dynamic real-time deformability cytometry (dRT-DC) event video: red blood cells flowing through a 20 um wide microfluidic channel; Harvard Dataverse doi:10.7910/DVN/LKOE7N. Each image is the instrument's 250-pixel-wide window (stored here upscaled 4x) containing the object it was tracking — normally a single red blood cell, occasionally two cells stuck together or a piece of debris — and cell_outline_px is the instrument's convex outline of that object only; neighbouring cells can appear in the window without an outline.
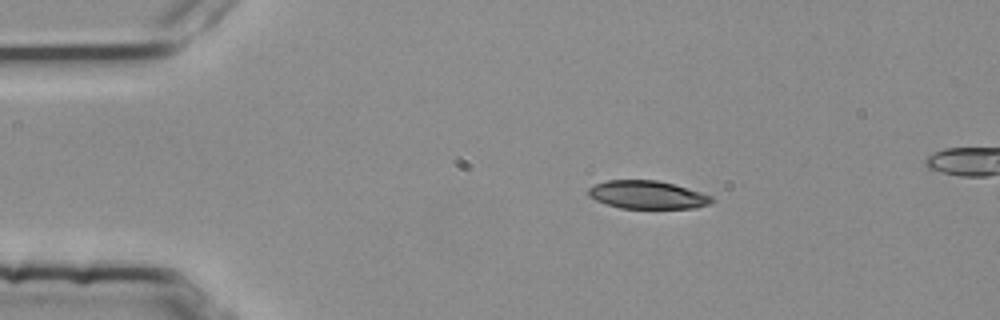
{"species": "common noctule bat (a hibernating species)", "species_latin": "Nyctalus noctula", "temperature_condition": "room temperature", "stored_images_in_passage": 19, "camera_frame_rate_fps": 3000, "um_per_image_px": 0.085, "animal": {"sex": "female", "body_mass_g": 25.1}, "frame": {"image": 1, "passage_image": 9, "time_ms": 2.667, "image_size_px": [1000, 320], "cell_outline_px": [[716, 200], [712, 204], [696, 208], [620, 208], [604, 204], [588, 196], [588, 188], [596, 184], [608, 180], [656, 180], [672, 184], [700, 192], [712, 196]], "centroid_in_image_um": [55.04, 16.57], "position_along_channel_um": 30.0, "area_um2": 20.23}}